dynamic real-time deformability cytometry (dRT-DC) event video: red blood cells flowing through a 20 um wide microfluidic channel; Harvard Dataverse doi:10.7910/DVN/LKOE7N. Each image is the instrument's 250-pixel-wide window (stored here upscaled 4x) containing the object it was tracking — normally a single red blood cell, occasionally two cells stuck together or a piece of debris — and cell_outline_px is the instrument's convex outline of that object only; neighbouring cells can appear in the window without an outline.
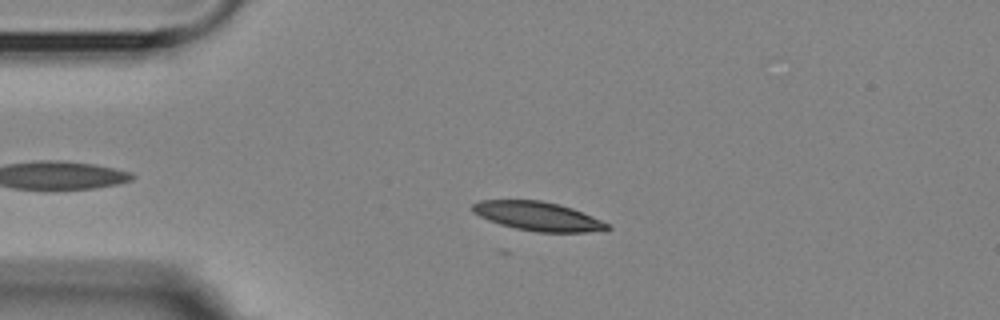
{"species": "Egyptian fruit bat (a non-hibernating species)", "species_latin": "Rousettus aegyptiacus", "temperature_condition": "room temperature", "stored_images_in_passage": 6, "camera_frame_rate_fps": 3000, "um_per_image_px": 0.085, "animal": {"sex": "female"}, "frame": {"image": 1, "passage_image": 3, "time_ms": 2.0, "image_size_px": [1000, 320], "cell_outline_px": [[612, 228], [608, 232], [536, 232], [516, 228], [500, 224], [488, 220], [472, 212], [472, 204], [480, 200], [540, 200], [560, 204], [572, 208], [592, 216], [608, 224]], "centroid_in_image_um": [45.76, 18.39], "position_along_channel_um": 39.2, "area_um2": 22.89}}
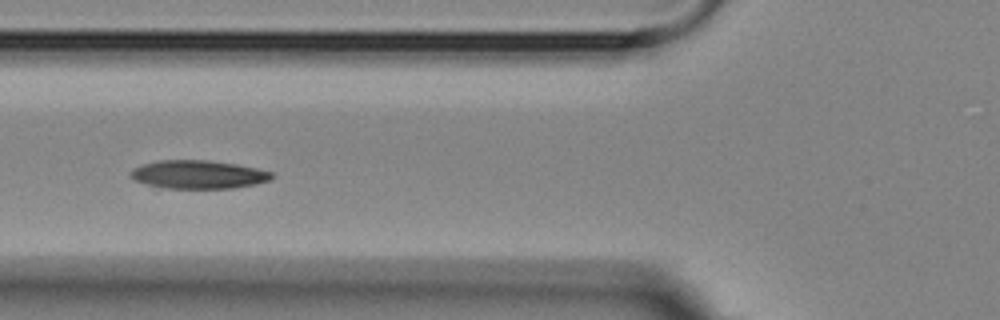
{"frame": {"image": 2, "passage_image": 5, "time_ms": 4.667, "image_size_px": [1000, 320], "cell_outline_px": [[276, 176], [268, 180], [256, 184], [232, 188], [160, 188], [136, 180], [128, 176], [128, 172], [132, 168], [144, 164], [160, 160], [208, 160], [236, 164], [256, 168], [272, 172]], "centroid_in_image_um": [16.84, 14.83], "position_along_channel_um": 109.0, "area_um2": 23.35}}
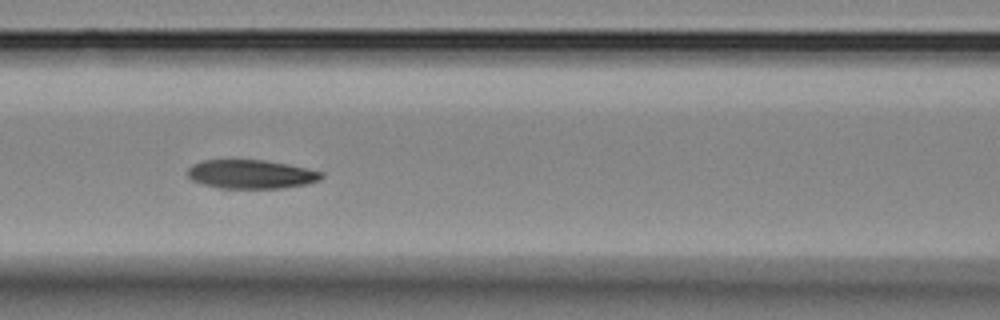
{"frame": {"image": 3, "passage_image": 6, "time_ms": 5.667, "image_size_px": [1000, 320], "cell_outline_px": [[324, 176], [320, 180], [308, 184], [280, 188], [220, 188], [204, 184], [192, 180], [188, 176], [188, 168], [192, 164], [200, 160], [264, 160], [288, 164], [324, 172]], "centroid_in_image_um": [21.36, 14.8], "position_along_channel_um": 145.2, "area_um2": 22.54}}